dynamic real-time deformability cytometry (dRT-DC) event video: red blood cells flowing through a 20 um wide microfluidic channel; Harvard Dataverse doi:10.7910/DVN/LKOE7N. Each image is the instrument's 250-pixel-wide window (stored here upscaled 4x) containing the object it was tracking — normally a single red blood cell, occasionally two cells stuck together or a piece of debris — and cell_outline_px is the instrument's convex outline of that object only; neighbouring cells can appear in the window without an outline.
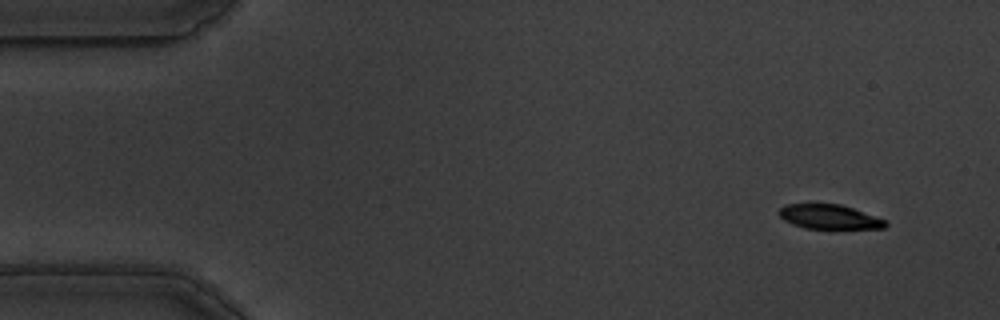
{"species": "common noctule bat (a hibernating species)", "species_latin": "Nyctalus noctula", "temperature_condition": "warm", "stored_images_in_passage": 54, "camera_frame_rate_fps": 3000, "um_per_image_px": 0.085, "animal": {"sex": "male", "body_mass_g": 19.5, "forearm_length_mm": 54.6}, "frame": {"image": 1, "passage_image": 1, "time_ms": 0.0, "image_size_px": [1000, 320], "cell_outline_px": [[888, 224], [884, 228], [804, 228], [792, 224], [784, 220], [780, 216], [780, 208], [788, 204], [840, 204], [888, 220]], "centroid_in_image_um": [70.52, 18.43], "position_along_channel_um": 14.5, "area_um2": 14.97}}
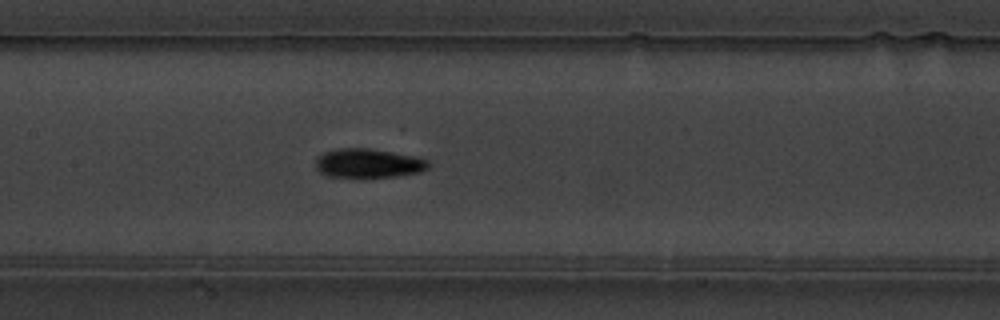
{"frame": {"image": 2, "passage_image": 24, "time_ms": 7.667, "image_size_px": [1000, 320], "cell_outline_px": [[428, 168], [420, 172], [396, 176], [328, 176], [320, 172], [316, 168], [316, 160], [324, 152], [336, 148], [368, 148], [392, 152], [412, 156], [428, 160]], "centroid_in_image_um": [31.29, 13.86], "position_along_channel_um": 176.1, "area_um2": 18.67}}
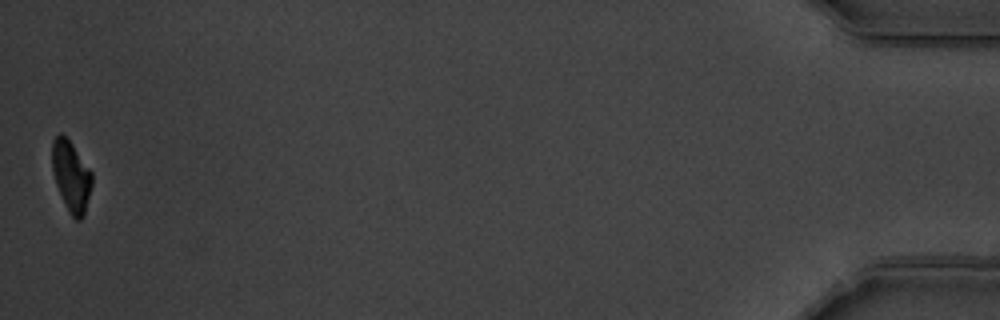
{"frame": {"image": 3, "passage_image": 54, "time_ms": 17.667, "image_size_px": [1000, 320], "cell_outline_px": [[92, 184], [84, 216], [80, 220], [76, 220], [68, 212], [56, 184], [52, 168], [52, 140], [60, 132], [72, 144], [92, 172]], "centroid_in_image_um": [6.05, 14.99], "position_along_channel_um": 429.2, "area_um2": 16.3}, "authors_computed_cell_mechanics": {"area_um2": 17.9469, "velocity_mm_per_s": 3.4896, "shape_relaxation_time_tau1_ms": 3.2633, "shape_relaxation_time_tau2_ms": null, "deformation_change_tau1": 0.1585, "deformation_change_tau2": null}}